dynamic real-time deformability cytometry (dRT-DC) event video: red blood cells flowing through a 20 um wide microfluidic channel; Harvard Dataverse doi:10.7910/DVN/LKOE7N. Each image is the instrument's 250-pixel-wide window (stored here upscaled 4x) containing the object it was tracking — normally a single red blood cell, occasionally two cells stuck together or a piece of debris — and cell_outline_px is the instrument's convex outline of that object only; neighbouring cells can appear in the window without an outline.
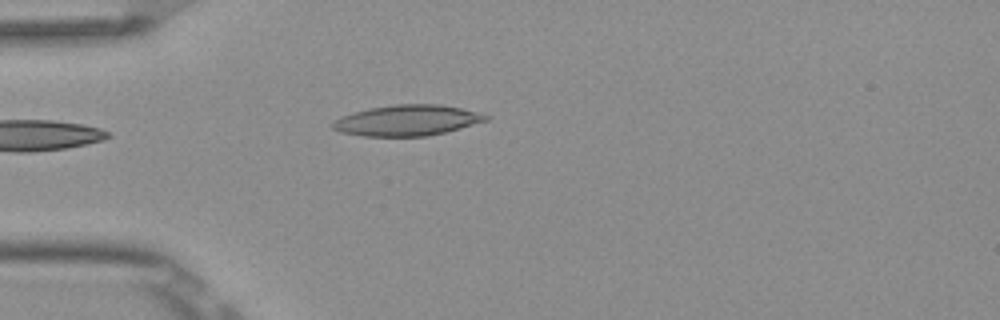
{"species": "Egyptian fruit bat (a non-hibernating species)", "species_latin": "Rousettus aegyptiacus", "temperature_condition": "room temperature", "stored_images_in_passage": 5, "camera_frame_rate_fps": 3000, "um_per_image_px": 0.085, "frame": {"image": 1, "passage_image": 4, "time_ms": 1.0, "image_size_px": [1000, 320], "cell_outline_px": [[492, 116], [488, 120], [460, 128], [428, 136], [364, 136], [340, 132], [332, 128], [332, 124], [340, 116], [372, 108], [396, 104], [440, 104], [460, 108]], "centroid_in_image_um": [34.63, 10.23], "position_along_channel_um": 50.4, "area_um2": 27.17}}